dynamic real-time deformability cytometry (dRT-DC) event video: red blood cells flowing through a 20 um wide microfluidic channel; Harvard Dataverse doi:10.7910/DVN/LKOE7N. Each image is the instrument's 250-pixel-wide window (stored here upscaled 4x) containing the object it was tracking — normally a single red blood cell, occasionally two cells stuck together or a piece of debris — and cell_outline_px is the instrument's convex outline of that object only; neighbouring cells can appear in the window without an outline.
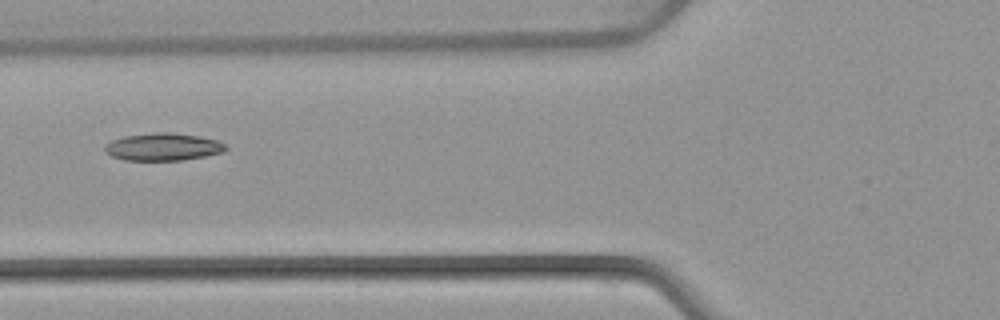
{"species": "common noctule bat (a hibernating species)", "species_latin": "Nyctalus noctula", "temperature_condition": "warm", "stored_images_in_passage": 5, "camera_frame_rate_fps": 3000, "um_per_image_px": 0.085, "animal": {"sex": "female", "body_mass_g": 22.7, "forearm_length_mm": 54.2}, "frame": {"image": 1, "passage_image": 5, "time_ms": 5.667, "image_size_px": [1000, 320], "cell_outline_px": [[228, 148], [224, 152], [184, 160], [124, 160], [112, 156], [104, 152], [104, 144], [112, 140], [124, 136], [156, 132], [172, 132], [200, 136], [216, 140], [228, 144]], "centroid_in_image_um": [13.87, 12.48], "position_along_channel_um": 111.9, "area_um2": 19.59}}